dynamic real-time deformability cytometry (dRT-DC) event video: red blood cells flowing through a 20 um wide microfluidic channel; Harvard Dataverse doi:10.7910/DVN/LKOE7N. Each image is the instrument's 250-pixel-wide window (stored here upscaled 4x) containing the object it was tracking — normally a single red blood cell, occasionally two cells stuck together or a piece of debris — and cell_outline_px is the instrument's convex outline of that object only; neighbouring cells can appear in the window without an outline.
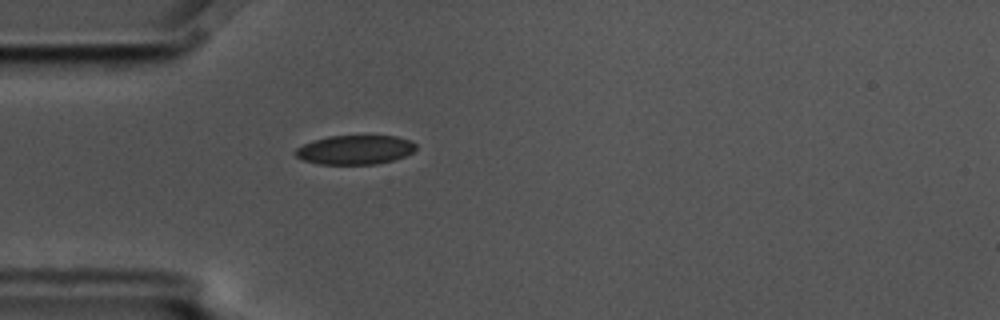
{"species": "common noctule bat (a hibernating species)", "species_latin": "Nyctalus noctula", "temperature_condition": "cold", "stored_images_in_passage": 1, "camera_frame_rate_fps": 3000, "um_per_image_px": 0.085, "animal": {"sex": "male", "body_mass_g": 17.5, "forearm_length_mm": 52.3}, "frame": {"image": 1, "passage_image": 1, "time_ms": 0.0, "image_size_px": [1000, 320], "cell_outline_px": [[416, 148], [412, 152], [404, 156], [392, 160], [376, 164], [320, 164], [304, 160], [296, 156], [292, 152], [296, 148], [304, 144], [328, 136], [396, 136], [408, 140], [416, 144]], "centroid_in_image_um": [30.16, 12.73], "position_along_channel_um": 54.8, "area_um2": 20.29}}